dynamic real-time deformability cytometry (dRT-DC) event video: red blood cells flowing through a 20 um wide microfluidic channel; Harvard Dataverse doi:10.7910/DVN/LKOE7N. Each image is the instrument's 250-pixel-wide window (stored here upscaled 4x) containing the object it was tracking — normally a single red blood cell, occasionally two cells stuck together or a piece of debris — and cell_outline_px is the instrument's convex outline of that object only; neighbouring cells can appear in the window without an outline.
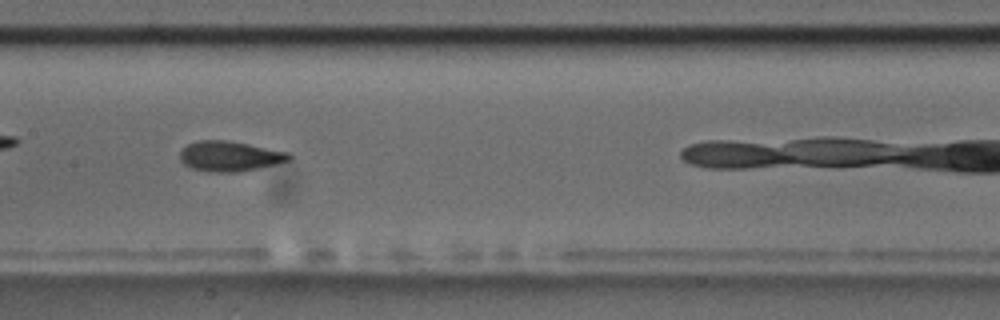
{"species": "common noctule bat (a hibernating species)", "species_latin": "Nyctalus noctula", "temperature_condition": "room temperature", "stored_images_in_passage": 12, "camera_frame_rate_fps": 3000, "um_per_image_px": 0.085, "animal": {"sex": "male", "body_mass_g": 17.5, "forearm_length_mm": 52.3}, "frame": {"image": 1, "passage_image": 7, "time_ms": 2.0, "image_size_px": [1000, 320], "cell_outline_px": [[292, 160], [276, 164], [236, 172], [208, 172], [192, 168], [184, 164], [180, 160], [180, 152], [188, 144], [200, 140], [224, 140], [248, 144], [288, 152], [292, 156]], "centroid_in_image_um": [19.53, 13.28], "position_along_channel_um": 187.9, "area_um2": 19.02}}
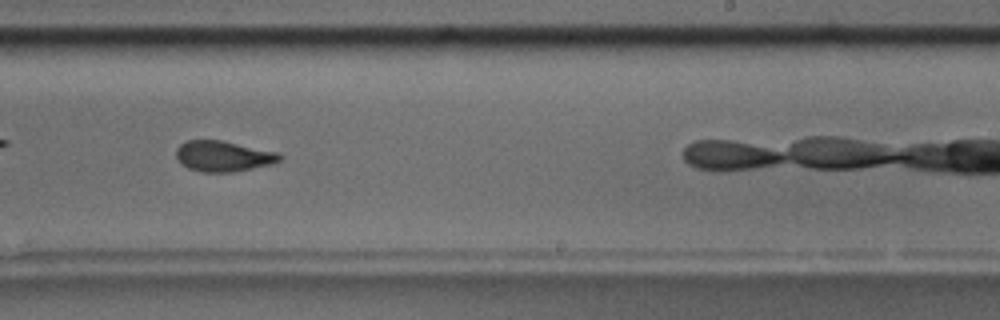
{"frame": {"image": 2, "passage_image": 9, "time_ms": 2.667, "image_size_px": [1000, 320], "cell_outline_px": [[284, 156], [280, 160], [272, 164], [236, 172], [200, 172], [188, 168], [180, 164], [176, 160], [176, 148], [180, 144], [188, 140], [224, 140], [280, 152]], "centroid_in_image_um": [19.0, 13.27], "position_along_channel_um": 270.0, "area_um2": 19.02}}